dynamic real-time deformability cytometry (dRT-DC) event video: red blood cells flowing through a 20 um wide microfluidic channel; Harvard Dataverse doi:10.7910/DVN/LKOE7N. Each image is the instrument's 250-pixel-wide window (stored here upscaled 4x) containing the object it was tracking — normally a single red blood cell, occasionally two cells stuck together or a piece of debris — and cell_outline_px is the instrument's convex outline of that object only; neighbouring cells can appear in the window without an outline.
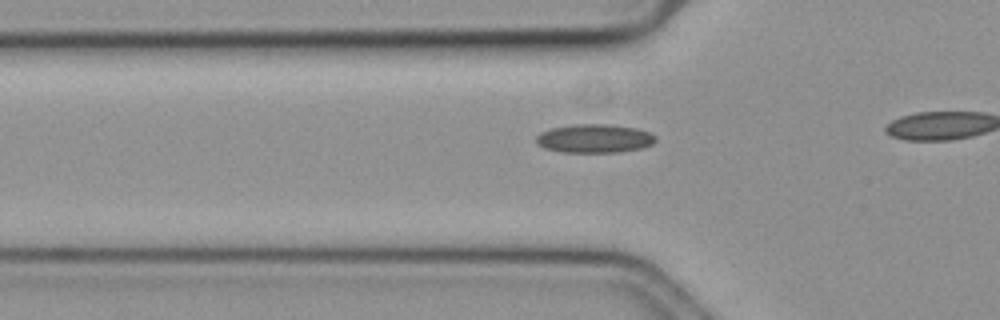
{"species": "common noctule bat (a hibernating species)", "species_latin": "Nyctalus noctula", "temperature_condition": "cold", "stored_images_in_passage": 12, "camera_frame_rate_fps": 3000, "um_per_image_px": 0.085, "animal": {"sex": "female", "body_mass_g": 19.3, "forearm_length_mm": 54.1}, "frame": {"image": 1, "passage_image": 3, "time_ms": 0.667, "image_size_px": [1000, 320], "cell_outline_px": [[656, 140], [652, 144], [644, 148], [620, 152], [560, 152], [544, 148], [536, 144], [536, 136], [540, 132], [552, 128], [572, 124], [608, 124], [636, 128], [648, 132], [656, 136]], "centroid_in_image_um": [50.52, 11.77], "position_along_channel_um": 75.3, "area_um2": 20.11}}
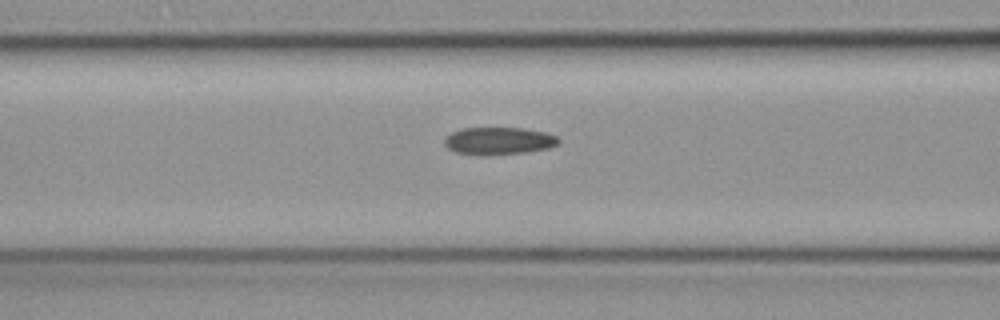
{"frame": {"image": 2, "passage_image": 7, "time_ms": 2.0, "image_size_px": [1000, 320], "cell_outline_px": [[560, 140], [556, 144], [548, 148], [524, 152], [484, 156], [456, 152], [448, 148], [444, 144], [444, 136], [460, 128], [524, 128], [544, 132], [556, 136]], "centroid_in_image_um": [42.33, 11.97], "position_along_channel_um": 124.3, "area_um2": 18.26}}
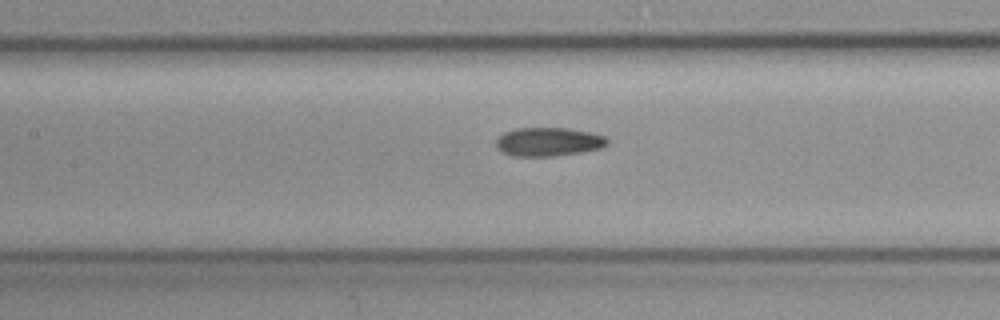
{"frame": {"image": 3, "passage_image": 10, "time_ms": 3.0, "image_size_px": [1000, 320], "cell_outline_px": [[608, 144], [600, 148], [580, 152], [556, 156], [512, 156], [496, 148], [496, 140], [504, 132], [516, 128], [568, 128], [592, 132], [604, 136], [608, 140]], "centroid_in_image_um": [46.62, 12.05], "position_along_channel_um": 160.8, "area_um2": 18.61}}